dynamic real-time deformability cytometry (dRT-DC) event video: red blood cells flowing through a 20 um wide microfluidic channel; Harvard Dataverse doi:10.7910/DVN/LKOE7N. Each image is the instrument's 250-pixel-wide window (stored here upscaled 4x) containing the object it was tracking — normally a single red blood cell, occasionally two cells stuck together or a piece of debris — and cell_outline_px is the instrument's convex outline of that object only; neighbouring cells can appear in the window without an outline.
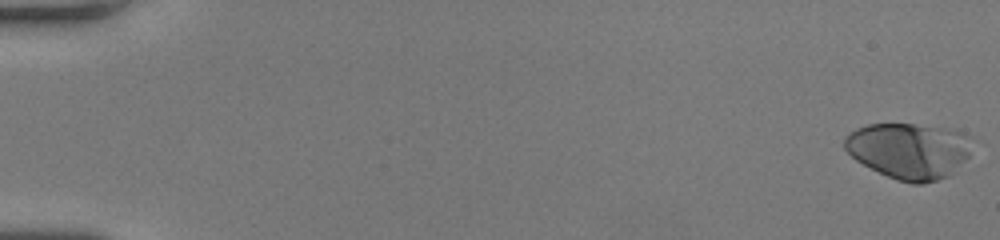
{"species": "human", "species_latin": "Homo sapiens", "temperature_condition": "room temperature", "stored_images_in_passage": 54, "camera_frame_rate_fps": 3000, "um_per_image_px": 0.085, "donor": {"sex": "female"}, "frame": {"image": 1, "passage_image": 1, "time_ms": 0.0, "image_size_px": [1000, 240], "cell_outline_px": [[968, 156], [948, 176], [924, 184], [912, 184], [896, 180], [856, 160], [844, 148], [844, 136], [856, 128], [868, 124], [912, 124], [956, 128], [968, 136]], "centroid_in_image_um": [77.24, 12.79], "position_along_channel_um": 7.8, "area_um2": 41.38}}
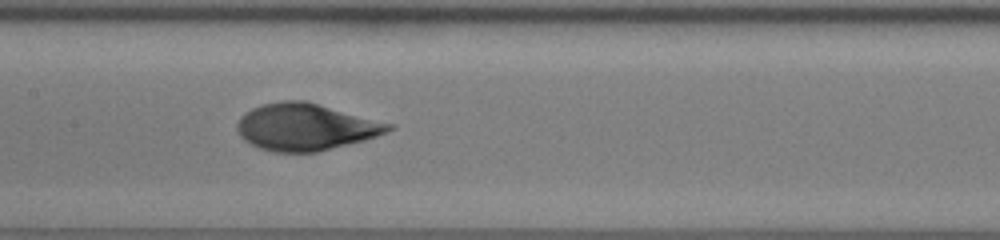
{"frame": {"image": 2, "passage_image": 29, "time_ms": 9.333, "image_size_px": [1000, 240], "cell_outline_px": [[396, 128], [388, 132], [364, 140], [316, 152], [272, 152], [260, 148], [244, 140], [240, 136], [236, 128], [236, 124], [240, 116], [244, 112], [260, 104], [284, 100], [304, 100], [396, 124]], "centroid_in_image_um": [25.98, 10.78], "position_along_channel_um": 181.4, "area_um2": 41.67}}
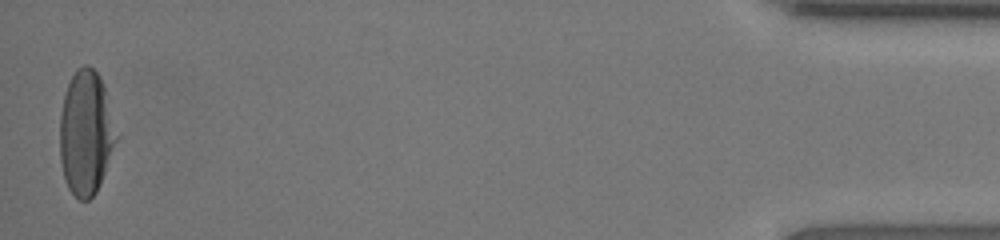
{"frame": {"image": 3, "passage_image": 54, "time_ms": 17.667, "image_size_px": [1000, 240], "cell_outline_px": [[120, 136], [100, 184], [96, 192], [88, 200], [80, 200], [68, 188], [64, 180], [60, 160], [60, 112], [64, 92], [76, 68], [84, 64], [88, 64], [96, 72], [104, 88]], "centroid_in_image_um": [7.31, 11.3], "position_along_channel_um": 427.9, "area_um2": 41.44}, "authors_computed_cell_mechanics": {"area_um2": 40.9224, "velocity_mm_per_s": 3.9703, "shape_relaxation_time_tau1_ms": 7.7999, "shape_relaxation_time_tau2_ms": 0.8834, "deformation_change_tau1": 0.3134, "deformation_change_tau2": 0.051}}